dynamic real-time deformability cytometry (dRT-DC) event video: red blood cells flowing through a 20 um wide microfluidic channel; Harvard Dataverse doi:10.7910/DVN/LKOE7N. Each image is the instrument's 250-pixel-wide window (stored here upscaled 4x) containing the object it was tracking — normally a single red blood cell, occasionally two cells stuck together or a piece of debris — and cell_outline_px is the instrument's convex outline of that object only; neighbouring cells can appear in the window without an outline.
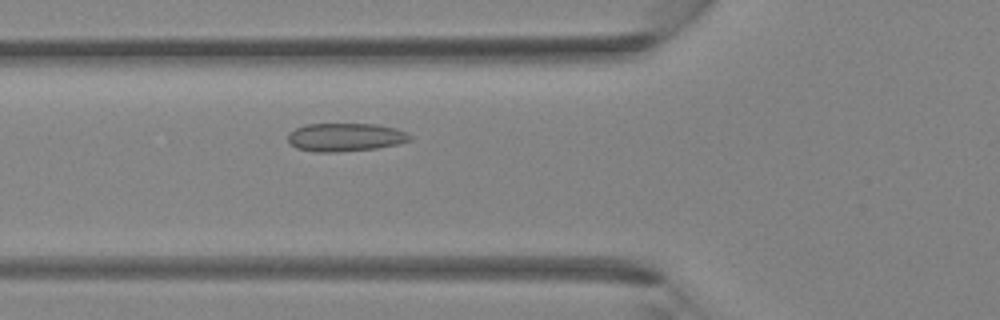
{"species": "Egyptian fruit bat (a non-hibernating species)", "species_latin": "Rousettus aegyptiacus", "temperature_condition": "room temperature", "stored_images_in_passage": 37, "camera_frame_rate_fps": 3000, "um_per_image_px": 0.085, "animal": {"sex": "female"}, "frame": {"image": 1, "passage_image": 11, "time_ms": 3.333, "image_size_px": [1000, 320], "cell_outline_px": [[412, 140], [396, 144], [376, 148], [340, 152], [316, 152], [296, 148], [288, 140], [288, 132], [304, 124], [376, 124], [396, 128], [412, 136]], "centroid_in_image_um": [29.34, 11.66], "position_along_channel_um": 96.5, "area_um2": 20.11}}
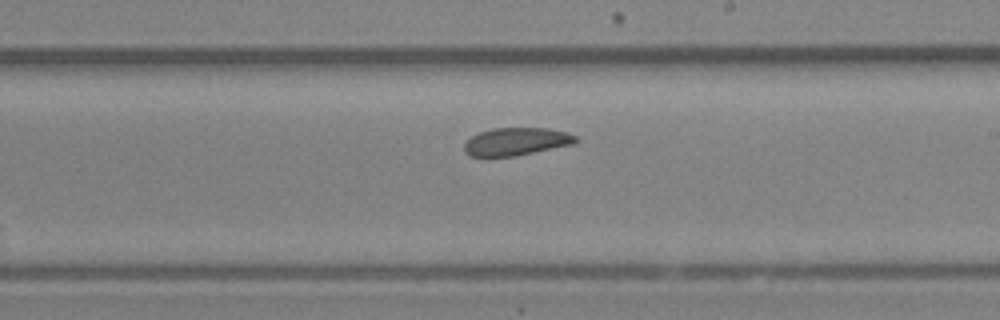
{"frame": {"image": 2, "passage_image": 20, "time_ms": 6.333, "image_size_px": [1000, 320], "cell_outline_px": [[576, 140], [572, 144], [516, 156], [468, 156], [464, 152], [464, 144], [472, 136], [480, 132], [492, 128], [548, 128], [568, 132], [576, 136]], "centroid_in_image_um": [43.86, 12.03], "position_along_channel_um": 245.1, "area_um2": 17.92}}
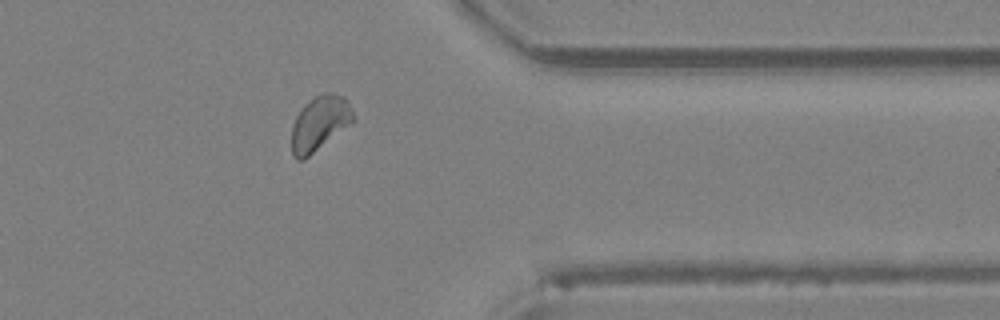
{"frame": {"image": 3, "passage_image": 29, "time_ms": 9.333, "image_size_px": [1000, 320], "cell_outline_px": [[356, 120], [304, 160], [296, 160], [292, 156], [292, 128], [296, 116], [304, 104], [316, 96], [324, 92], [332, 92], [344, 96], [348, 100], [356, 116]], "centroid_in_image_um": [27.2, 10.47], "position_along_channel_um": 384.2, "area_um2": 19.88}}